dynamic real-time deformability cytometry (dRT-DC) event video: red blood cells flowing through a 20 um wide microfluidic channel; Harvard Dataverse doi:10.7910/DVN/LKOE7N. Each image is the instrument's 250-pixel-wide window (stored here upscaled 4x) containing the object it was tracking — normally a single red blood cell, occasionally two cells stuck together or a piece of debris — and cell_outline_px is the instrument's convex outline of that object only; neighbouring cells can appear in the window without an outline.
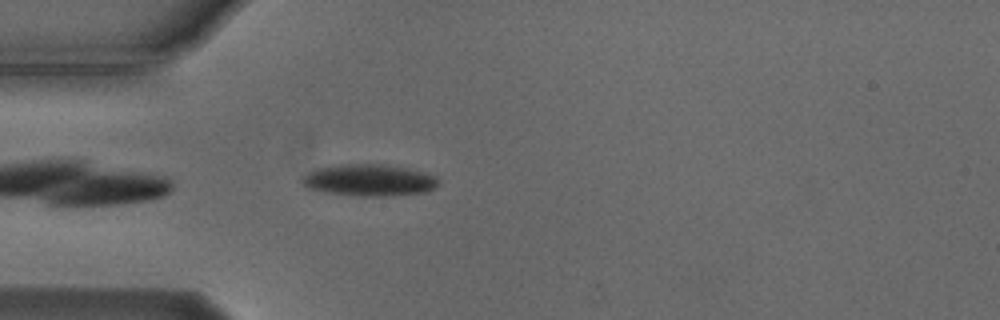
{"species": "Egyptian fruit bat (a non-hibernating species)", "species_latin": "Rousettus aegyptiacus", "temperature_condition": "cold", "stored_images_in_passage": 8, "camera_frame_rate_fps": 3000, "um_per_image_px": 0.085, "animal": {"sex": "male"}, "frame": {"image": 1, "passage_image": 2, "time_ms": 0.333, "image_size_px": [1000, 320], "cell_outline_px": [[440, 184], [424, 192], [384, 196], [360, 196], [324, 192], [308, 188], [300, 180], [308, 172], [316, 168], [340, 164], [384, 164], [408, 168], [436, 176]], "centroid_in_image_um": [31.36, 15.3], "position_along_channel_um": 53.6, "area_um2": 25.14}}
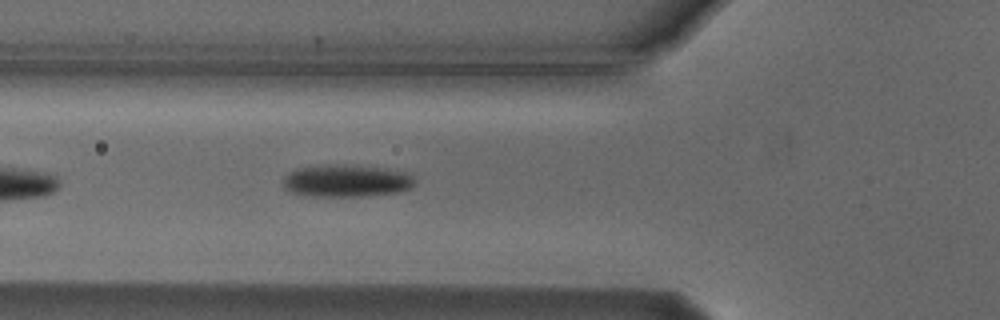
{"frame": {"image": 2, "passage_image": 6, "time_ms": 1.667, "image_size_px": [1000, 320], "cell_outline_px": [[416, 184], [408, 188], [396, 192], [364, 196], [304, 196], [292, 192], [284, 188], [284, 176], [288, 172], [296, 168], [324, 164], [356, 164], [388, 168], [412, 172], [416, 180]], "centroid_in_image_um": [29.48, 15.33], "position_along_channel_um": 96.3, "area_um2": 25.55}}